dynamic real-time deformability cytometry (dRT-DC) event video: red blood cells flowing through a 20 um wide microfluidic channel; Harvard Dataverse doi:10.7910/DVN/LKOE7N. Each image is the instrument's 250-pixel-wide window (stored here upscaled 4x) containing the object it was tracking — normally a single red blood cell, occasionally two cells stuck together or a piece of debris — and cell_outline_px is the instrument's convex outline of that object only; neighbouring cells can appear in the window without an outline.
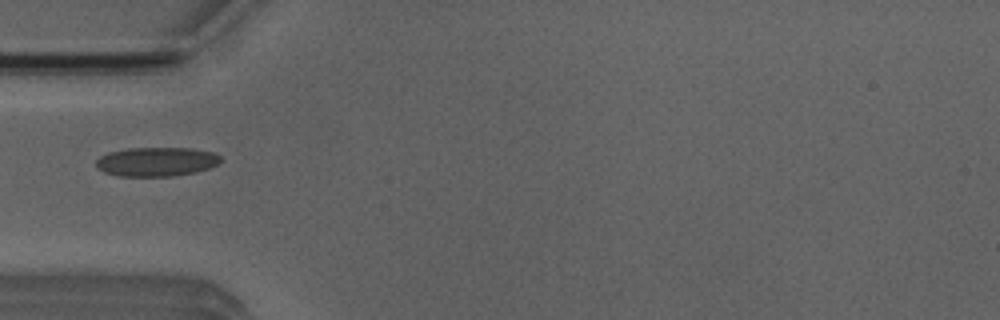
{"species": "Egyptian fruit bat (a non-hibernating species)", "species_latin": "Rousettus aegyptiacus", "temperature_condition": "room temperature", "stored_images_in_passage": 2, "camera_frame_rate_fps": 3000, "um_per_image_px": 0.085, "animal": {"sex": "male"}, "frame": {"image": 1, "passage_image": 2, "time_ms": 1.0, "image_size_px": [1000, 320], "cell_outline_px": [[220, 160], [216, 164], [208, 168], [196, 172], [172, 176], [120, 176], [104, 172], [96, 168], [96, 160], [100, 156], [108, 152], [128, 148], [192, 148], [212, 152], [220, 156]], "centroid_in_image_um": [13.26, 13.74], "position_along_channel_um": 71.7, "area_um2": 21.1}}